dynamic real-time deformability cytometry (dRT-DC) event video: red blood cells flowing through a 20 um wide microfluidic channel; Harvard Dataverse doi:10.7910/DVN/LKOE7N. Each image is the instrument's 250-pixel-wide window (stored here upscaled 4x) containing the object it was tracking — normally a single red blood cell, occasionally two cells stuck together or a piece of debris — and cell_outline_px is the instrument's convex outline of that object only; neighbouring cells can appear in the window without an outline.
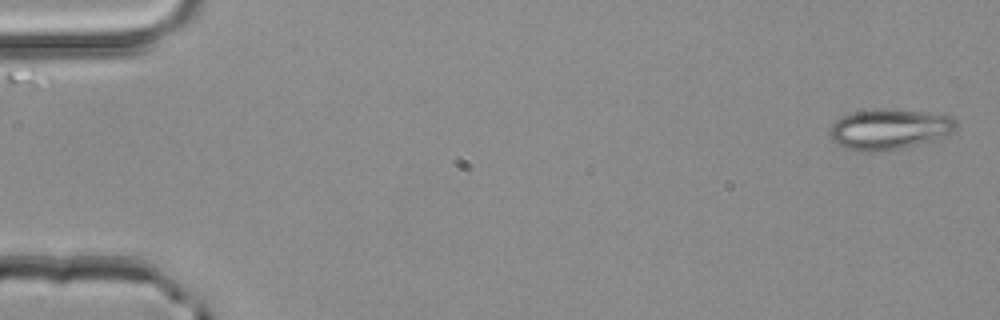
{"species": "common noctule bat (a hibernating species)", "species_latin": "Nyctalus noctula", "temperature_condition": "room temperature", "stored_images_in_passage": 4, "camera_frame_rate_fps": 3000, "um_per_image_px": 0.085, "animal": {"sex": "male", "body_mass_g": 20.4}, "frame": {"image": 1, "passage_image": 1, "time_ms": 0.0, "image_size_px": [1000, 320], "cell_outline_px": [[960, 124], [948, 136], [888, 152], [860, 152], [844, 148], [836, 144], [828, 136], [828, 132], [832, 124], [836, 120], [844, 116], [856, 112], [880, 108], [888, 108], [924, 112], [952, 116]], "centroid_in_image_um": [75.59, 11.0], "position_along_channel_um": 9.4, "area_um2": 30.46}}